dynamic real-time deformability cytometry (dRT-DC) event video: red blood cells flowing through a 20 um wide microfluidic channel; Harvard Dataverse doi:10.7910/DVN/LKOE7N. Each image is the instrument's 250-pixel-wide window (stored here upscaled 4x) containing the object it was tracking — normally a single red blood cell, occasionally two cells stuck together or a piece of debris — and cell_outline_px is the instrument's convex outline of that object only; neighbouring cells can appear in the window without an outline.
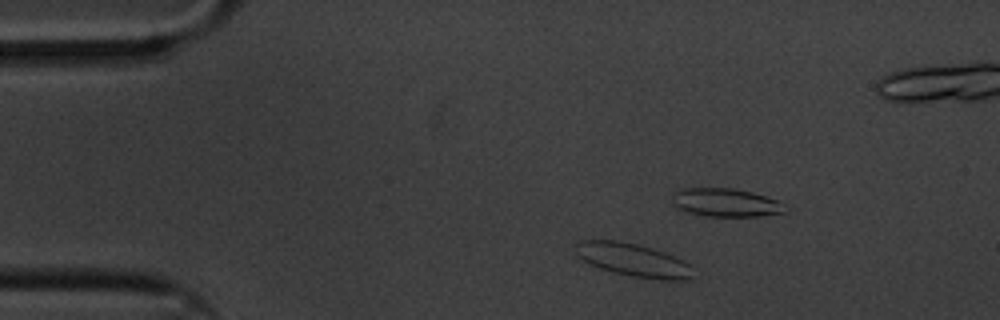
{"species": "common noctule bat (a hibernating species)", "species_latin": "Nyctalus noctula", "temperature_condition": "cold", "stored_images_in_passage": 59, "camera_frame_rate_fps": 3000, "um_per_image_px": 0.085, "animal": {"sex": "male", "body_mass_g": 20.1, "forearm_length_mm": 53.5}, "frame": {"image": 1, "passage_image": 8, "time_ms": 2.333, "image_size_px": [1000, 320], "cell_outline_px": [[692, 276], [688, 280], [660, 280], [632, 276], [612, 272], [600, 268], [576, 256], [576, 240], [616, 240], [640, 244], [676, 256], [684, 260], [688, 264]], "centroid_in_image_um": [53.8, 22.08], "position_along_channel_um": 31.2, "area_um2": 22.72}}
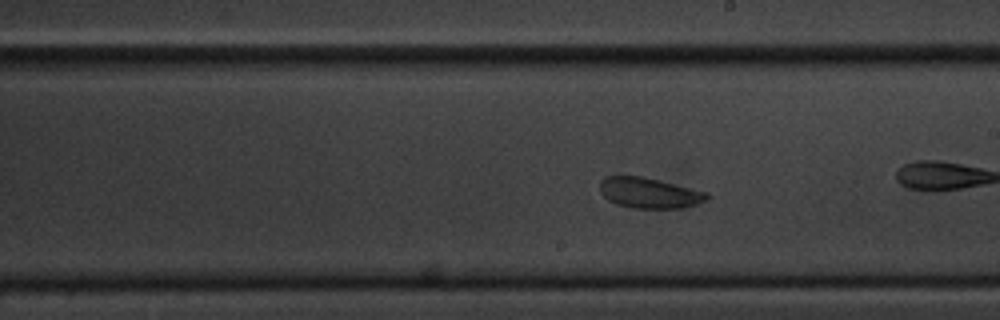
{"frame": {"image": 2, "passage_image": 31, "time_ms": 10.0, "image_size_px": [1000, 320], "cell_outline_px": [[712, 196], [696, 204], [684, 208], [632, 208], [616, 204], [608, 200], [600, 192], [600, 180], [604, 176], [640, 176], [708, 192]], "centroid_in_image_um": [55.17, 16.4], "position_along_channel_um": 233.8, "area_um2": 19.02}}
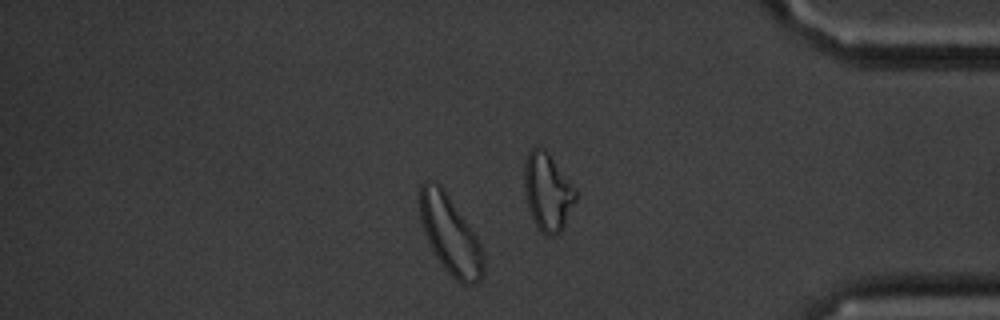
{"frame": {"image": 3, "passage_image": 49, "time_ms": 16.0, "image_size_px": [1000, 320], "cell_outline_px": [[484, 276], [480, 280], [472, 284], [464, 284], [456, 280], [444, 268], [436, 256], [428, 240], [420, 220], [420, 184], [424, 180], [432, 180], [440, 184], [444, 188], [476, 236], [480, 244], [484, 256]], "centroid_in_image_um": [38.27, 19.94], "position_along_channel_um": 396.9, "area_um2": 28.84}}